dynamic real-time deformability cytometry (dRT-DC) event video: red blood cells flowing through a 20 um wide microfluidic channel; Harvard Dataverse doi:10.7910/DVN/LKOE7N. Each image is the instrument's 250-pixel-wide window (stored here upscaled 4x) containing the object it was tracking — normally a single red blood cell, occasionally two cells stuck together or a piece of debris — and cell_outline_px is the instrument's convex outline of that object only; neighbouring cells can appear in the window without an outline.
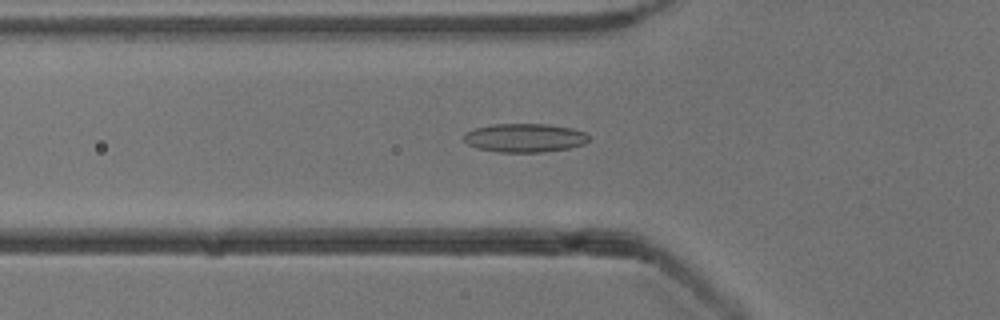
{"species": "common noctule bat (a hibernating species)", "species_latin": "Nyctalus noctula", "temperature_condition": "cold", "stored_images_in_passage": 53, "camera_frame_rate_fps": 3000, "um_per_image_px": 0.085, "animal": {"sex": "male", "body_mass_g": 13.3}, "frame": {"image": 1, "passage_image": 18, "time_ms": 5.667, "image_size_px": [1000, 320], "cell_outline_px": [[588, 140], [584, 144], [568, 148], [544, 152], [500, 152], [480, 148], [468, 144], [464, 140], [464, 132], [476, 128], [492, 124], [548, 124], [572, 128], [584, 132], [588, 136]], "centroid_in_image_um": [44.6, 11.71], "position_along_channel_um": 81.2, "area_um2": 20.75}}
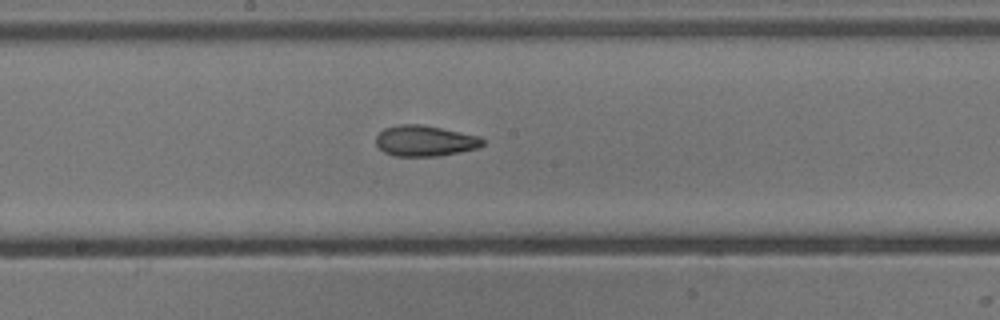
{"frame": {"image": 2, "passage_image": 28, "time_ms": 9.0, "image_size_px": [1000, 320], "cell_outline_px": [[484, 144], [480, 148], [436, 156], [396, 156], [384, 152], [376, 144], [376, 136], [384, 128], [400, 124], [420, 124], [480, 136], [484, 140]], "centroid_in_image_um": [36.12, 11.97], "position_along_channel_um": 212.1, "area_um2": 19.07}}
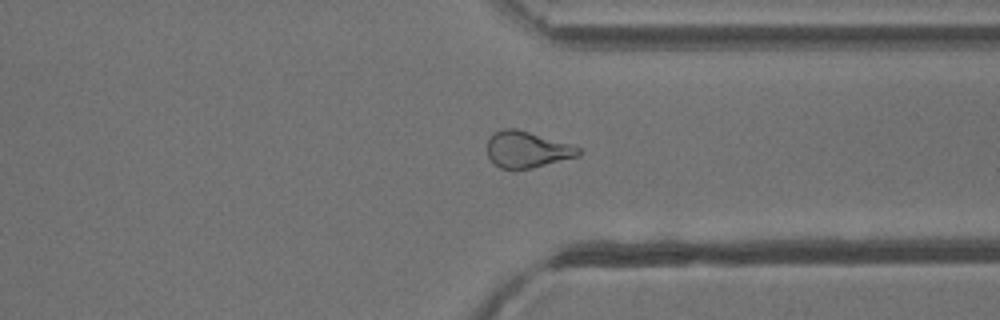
{"frame": {"image": 3, "passage_image": 40, "time_ms": 13.0, "image_size_px": [1000, 320], "cell_outline_px": [[580, 156], [532, 168], [500, 168], [488, 156], [488, 140], [492, 132], [500, 128], [516, 128], [572, 144], [580, 148]], "centroid_in_image_um": [44.81, 12.68], "position_along_channel_um": 366.6, "area_um2": 19.36}, "authors_computed_cell_mechanics": {"area_um2": 19.5364, "velocity_mm_per_s": 3.8779, "shape_relaxation_time_tau1_ms": null, "shape_relaxation_time_tau2_ms": 3.2461, "deformation_change_tau1": null, "deformation_change_tau2": 0.1061}}